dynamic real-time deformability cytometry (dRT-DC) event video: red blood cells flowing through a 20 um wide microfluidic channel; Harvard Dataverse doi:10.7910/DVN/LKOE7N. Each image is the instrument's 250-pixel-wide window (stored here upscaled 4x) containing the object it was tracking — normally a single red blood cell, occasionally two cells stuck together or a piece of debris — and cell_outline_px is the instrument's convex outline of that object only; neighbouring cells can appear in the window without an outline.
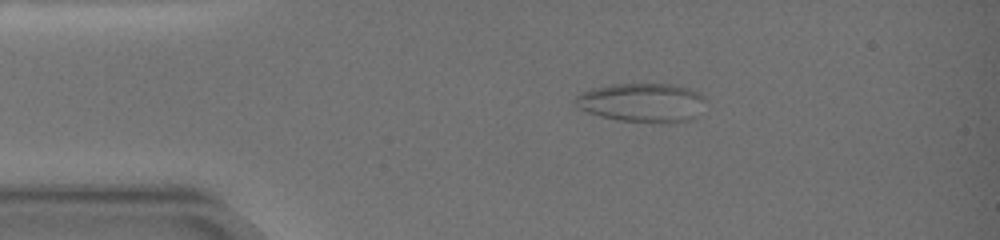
{"species": "common noctule bat (a hibernating species)", "species_latin": "Nyctalus noctula", "temperature_condition": "warm", "stored_images_in_passage": 11, "camera_frame_rate_fps": 3000, "um_per_image_px": 0.085, "animal": {"sex": "female", "body_mass_g": 19.0, "forearm_length_mm": 51.5}, "frame": {"image": 1, "passage_image": 1, "time_ms": 0.0, "image_size_px": [1000, 240], "cell_outline_px": [[708, 100], [696, 116], [692, 120], [660, 124], [620, 120], [600, 116], [576, 108], [572, 100], [580, 92], [592, 88], [612, 84], [672, 84], [688, 88], [700, 92]], "centroid_in_image_um": [54.59, 8.73], "position_along_channel_um": 30.4, "area_um2": 30.23}}